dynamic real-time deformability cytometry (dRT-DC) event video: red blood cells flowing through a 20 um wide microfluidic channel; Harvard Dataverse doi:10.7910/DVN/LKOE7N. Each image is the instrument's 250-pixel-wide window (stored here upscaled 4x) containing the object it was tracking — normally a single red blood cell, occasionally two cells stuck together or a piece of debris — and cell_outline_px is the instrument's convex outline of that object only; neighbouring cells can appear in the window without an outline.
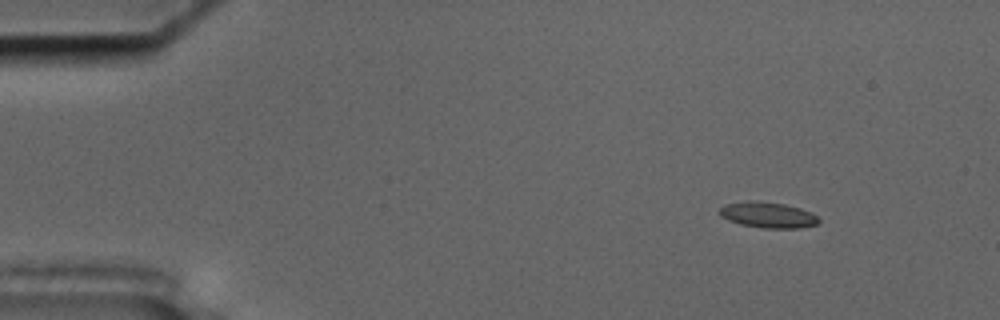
{"species": "common noctule bat (a hibernating species)", "species_latin": "Nyctalus noctula", "temperature_condition": "cold", "stored_images_in_passage": 50, "camera_frame_rate_fps": 3000, "um_per_image_px": 0.085, "animal": {"sex": "male", "body_mass_g": 17.5, "forearm_length_mm": 52.3}, "frame": {"image": 1, "passage_image": 1, "time_ms": 0.0, "image_size_px": [1000, 320], "cell_outline_px": [[820, 220], [816, 224], [800, 228], [764, 228], [740, 224], [728, 220], [720, 216], [720, 208], [724, 204], [748, 200], [756, 200], [784, 204], [800, 208], [812, 212]], "centroid_in_image_um": [65.25, 18.26], "position_along_channel_um": 19.7, "area_um2": 14.97}}
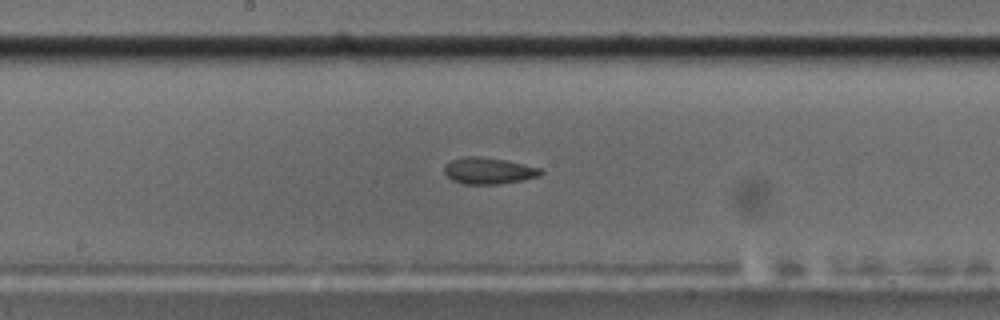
{"frame": {"image": 2, "passage_image": 24, "time_ms": 7.667, "image_size_px": [1000, 320], "cell_outline_px": [[544, 172], [540, 176], [500, 184], [464, 184], [452, 180], [444, 172], [444, 164], [452, 160], [464, 156], [480, 156], [504, 160], [540, 168]], "centroid_in_image_um": [41.5, 14.51], "position_along_channel_um": 206.7, "area_um2": 14.8}}
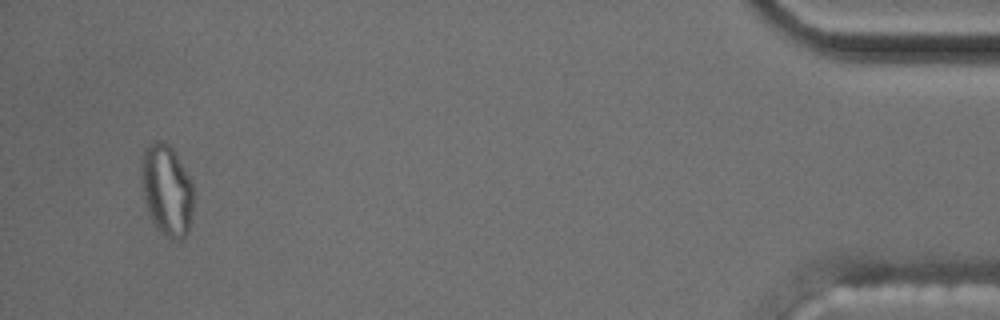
{"frame": {"image": 3, "passage_image": 48, "time_ms": 15.667, "image_size_px": [1000, 320], "cell_outline_px": [[192, 208], [188, 232], [180, 240], [164, 236], [160, 232], [152, 220], [148, 212], [140, 184], [140, 156], [144, 148], [148, 144], [156, 140], [164, 140], [172, 148], [192, 180]], "centroid_in_image_um": [14.13, 16.1], "position_along_channel_um": 421.1, "area_um2": 28.09}, "authors_computed_cell_mechanics": {"area_um2": 15.1725, "velocity_mm_per_s": 3.6314, "shape_relaxation_time_tau1_ms": null, "shape_relaxation_time_tau2_ms": 3.142, "deformation_change_tau1": null, "deformation_change_tau2": 0.1019}}